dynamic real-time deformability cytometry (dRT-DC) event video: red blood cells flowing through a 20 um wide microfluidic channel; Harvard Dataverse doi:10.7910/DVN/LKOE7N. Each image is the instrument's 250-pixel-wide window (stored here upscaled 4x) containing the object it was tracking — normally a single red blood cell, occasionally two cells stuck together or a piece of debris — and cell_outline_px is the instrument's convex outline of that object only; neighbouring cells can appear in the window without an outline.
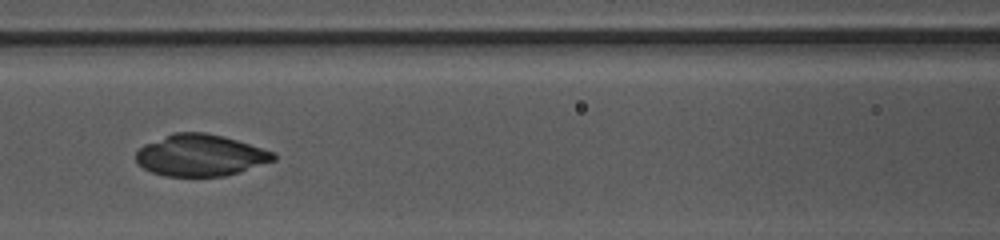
{"species": "common noctule bat (a hibernating species)", "species_latin": "Nyctalus noctula", "temperature_condition": "warm", "stored_images_in_passage": 26, "camera_frame_rate_fps": 3000, "um_per_image_px": 0.085, "animal": {"sex": "female", "body_mass_g": 10.0, "forearm_length_mm": 53.1}, "frame": {"image": 1, "passage_image": 8, "time_ms": 2.333, "image_size_px": [1000, 240], "cell_outline_px": [[276, 160], [240, 172], [224, 176], [164, 176], [152, 172], [144, 168], [136, 160], [136, 152], [144, 144], [176, 132], [204, 132], [224, 136], [276, 152]], "centroid_in_image_um": [17.07, 13.2], "position_along_channel_um": 149.5, "area_um2": 33.35}}
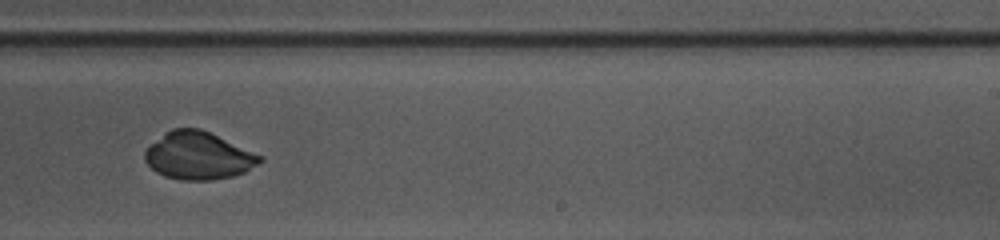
{"frame": {"image": 2, "passage_image": 17, "time_ms": 5.333, "image_size_px": [1000, 240], "cell_outline_px": [[264, 160], [260, 164], [244, 172], [232, 176], [212, 180], [180, 180], [164, 176], [156, 172], [144, 160], [144, 152], [148, 144], [164, 132], [172, 128], [200, 128], [264, 156]], "centroid_in_image_um": [16.85, 13.23], "position_along_channel_um": 272.2, "area_um2": 32.25}}
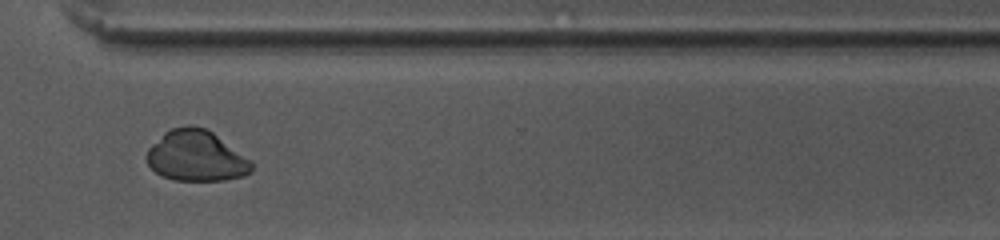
{"frame": {"image": 3, "passage_image": 23, "time_ms": 7.333, "image_size_px": [1000, 240], "cell_outline_px": [[252, 172], [244, 176], [224, 180], [172, 180], [156, 172], [148, 164], [144, 156], [148, 148], [164, 132], [172, 128], [188, 124], [192, 124], [204, 128], [212, 132], [252, 160]], "centroid_in_image_um": [16.67, 13.25], "position_along_channel_um": 353.9, "area_um2": 31.21}}